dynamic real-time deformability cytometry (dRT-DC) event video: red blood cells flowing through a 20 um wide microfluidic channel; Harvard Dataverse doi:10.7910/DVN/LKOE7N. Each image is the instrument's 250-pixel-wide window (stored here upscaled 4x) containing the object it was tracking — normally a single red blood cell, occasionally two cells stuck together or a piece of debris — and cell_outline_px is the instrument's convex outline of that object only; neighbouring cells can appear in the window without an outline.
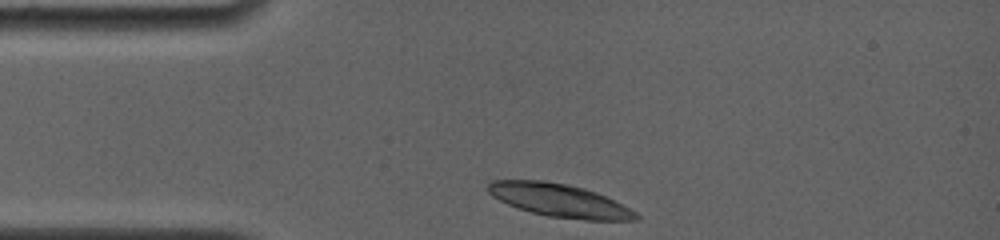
{"species": "common noctule bat (a hibernating species)", "species_latin": "Nyctalus noctula", "temperature_condition": "room temperature", "stored_images_in_passage": 2, "camera_frame_rate_fps": 4000, "um_per_image_px": 0.085, "animal": {"sex": "female", "body_mass_g": 19.0, "forearm_length_mm": 56.7}, "frame": {"image": 1, "passage_image": 1, "time_ms": 0.0, "image_size_px": [1000, 240], "cell_outline_px": [[640, 220], [584, 220], [548, 216], [532, 212], [508, 204], [492, 196], [484, 188], [492, 180], [544, 180], [568, 184], [584, 188], [596, 192], [636, 212], [640, 216]], "centroid_in_image_um": [47.52, 17.02], "position_along_channel_um": 37.5, "area_um2": 28.38}}